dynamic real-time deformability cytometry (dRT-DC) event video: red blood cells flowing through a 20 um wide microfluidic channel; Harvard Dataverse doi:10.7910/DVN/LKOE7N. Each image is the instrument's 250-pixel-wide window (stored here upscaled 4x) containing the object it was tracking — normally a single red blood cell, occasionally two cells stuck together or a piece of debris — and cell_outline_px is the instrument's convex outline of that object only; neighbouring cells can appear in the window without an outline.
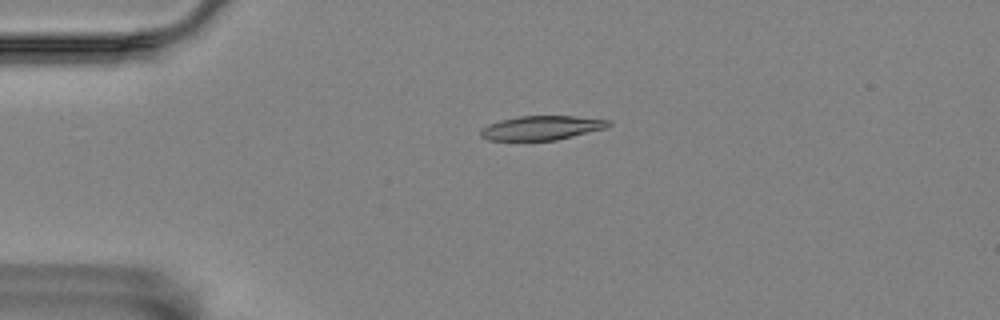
{"species": "Egyptian fruit bat (a non-hibernating species)", "species_latin": "Rousettus aegyptiacus", "temperature_condition": "room temperature", "stored_images_in_passage": 5, "camera_frame_rate_fps": 3000, "um_per_image_px": 0.085, "animal": {"sex": "female"}, "frame": {"image": 1, "passage_image": 4, "time_ms": 1.0, "image_size_px": [1000, 320], "cell_outline_px": [[612, 124], [608, 128], [556, 140], [488, 140], [480, 136], [480, 128], [488, 124], [500, 120], [520, 116], [576, 116], [612, 120]], "centroid_in_image_um": [46.07, 10.86], "position_along_channel_um": 38.9, "area_um2": 18.21}}